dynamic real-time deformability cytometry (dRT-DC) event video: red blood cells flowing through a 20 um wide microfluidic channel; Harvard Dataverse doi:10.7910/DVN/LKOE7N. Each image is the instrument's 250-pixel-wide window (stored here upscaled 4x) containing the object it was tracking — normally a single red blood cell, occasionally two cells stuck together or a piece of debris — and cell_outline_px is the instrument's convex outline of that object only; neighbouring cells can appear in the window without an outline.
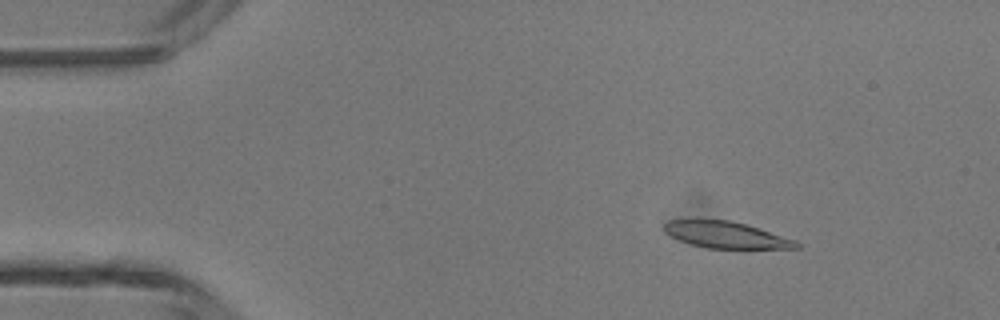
{"species": "common noctule bat (a hibernating species)", "species_latin": "Nyctalus noctula", "temperature_condition": "room temperature", "stored_images_in_passage": 47, "camera_frame_rate_fps": 3000, "um_per_image_px": 0.085, "animal": {"sex": "male", "body_mass_g": 13.3}, "frame": {"image": 1, "passage_image": 7, "time_ms": 2.0, "image_size_px": [1000, 320], "cell_outline_px": [[800, 248], [708, 248], [692, 244], [680, 240], [664, 232], [664, 224], [668, 220], [696, 216], [728, 220], [744, 224], [796, 240], [800, 244]], "centroid_in_image_um": [61.61, 19.91], "position_along_channel_um": 23.4, "area_um2": 20.81}}
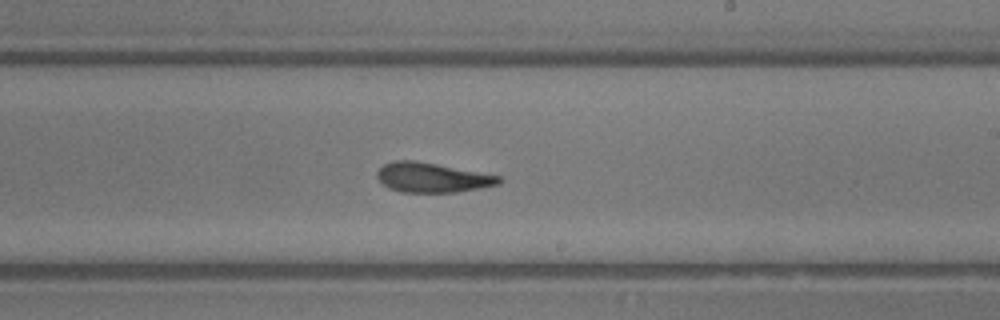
{"frame": {"image": 2, "passage_image": 28, "time_ms": 9.0, "image_size_px": [1000, 320], "cell_outline_px": [[504, 180], [500, 184], [480, 188], [456, 192], [400, 192], [388, 188], [376, 176], [376, 172], [384, 164], [392, 160], [416, 160], [500, 176]], "centroid_in_image_um": [36.73, 15.09], "position_along_channel_um": 252.3, "area_um2": 21.1}}
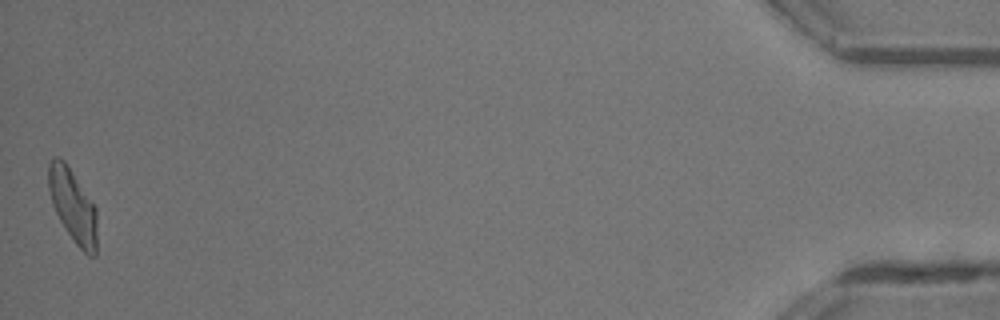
{"frame": {"image": 3, "passage_image": 47, "time_ms": 15.333, "image_size_px": [1000, 320], "cell_outline_px": [[96, 256], [88, 256], [76, 244], [60, 220], [52, 204], [48, 188], [48, 164], [52, 156], [56, 156], [64, 160], [96, 208]], "centroid_in_image_um": [6.17, 17.47], "position_along_channel_um": 429.0, "area_um2": 20.4}, "authors_computed_cell_mechanics": {"area_um2": 21.2704, "velocity_mm_per_s": 4.3718, "shape_relaxation_time_tau1_ms": 5.45, "shape_relaxation_time_tau2_ms": 1.9848, "deformation_change_tau1": 0.212, "deformation_change_tau2": 0.1166}}